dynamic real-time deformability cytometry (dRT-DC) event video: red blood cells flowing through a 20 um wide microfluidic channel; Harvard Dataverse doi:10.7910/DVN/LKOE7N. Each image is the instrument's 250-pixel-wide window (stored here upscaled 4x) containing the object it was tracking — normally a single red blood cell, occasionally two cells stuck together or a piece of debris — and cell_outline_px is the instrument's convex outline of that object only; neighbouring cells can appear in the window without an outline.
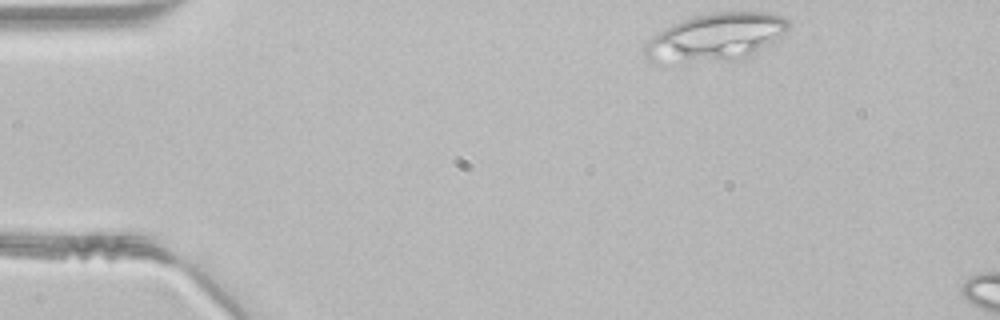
{"species": "common noctule bat (a hibernating species)", "species_latin": "Nyctalus noctula", "temperature_condition": "room temperature", "stored_images_in_passage": 5, "camera_frame_rate_fps": 3000, "um_per_image_px": 0.085, "animal": {"sex": "male", "body_mass_g": 21.5, "forearm_length_mm": 52.0}, "frame": {"image": 1, "passage_image": 1, "time_ms": 0.0, "image_size_px": [1000, 320], "cell_outline_px": [[788, 28], [780, 36], [764, 48], [744, 60], [648, 60], [644, 56], [644, 44], [652, 36], [664, 28], [672, 24], [696, 16], [712, 12], [764, 12], [784, 16], [788, 20]], "centroid_in_image_um": [60.88, 3.13], "position_along_channel_um": 24.1, "area_um2": 39.07}}